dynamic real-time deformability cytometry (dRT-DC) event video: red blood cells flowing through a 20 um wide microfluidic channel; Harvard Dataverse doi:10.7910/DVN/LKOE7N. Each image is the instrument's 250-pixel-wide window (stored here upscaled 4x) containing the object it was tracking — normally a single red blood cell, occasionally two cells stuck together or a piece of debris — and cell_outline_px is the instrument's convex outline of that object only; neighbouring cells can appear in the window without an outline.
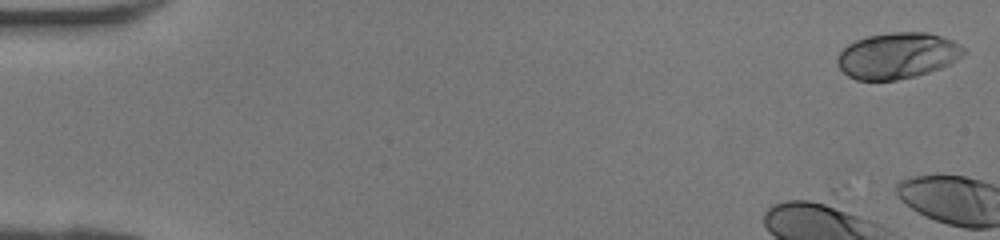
{"species": "human", "species_latin": "Homo sapiens", "temperature_condition": "room temperature", "stored_images_in_passage": 2, "camera_frame_rate_fps": 3000, "um_per_image_px": 0.085, "donor": {"sex": "female"}, "frame": {"image": 1, "passage_image": 2, "time_ms": 0.333, "image_size_px": [1000, 240], "cell_outline_px": [[968, 52], [964, 56], [940, 68], [916, 76], [896, 80], [856, 80], [848, 76], [836, 64], [836, 56], [848, 44], [856, 40], [868, 36], [888, 32], [928, 32], [952, 40], [960, 44]], "centroid_in_image_um": [76.28, 4.72], "position_along_channel_um": 8.7, "area_um2": 34.1}}